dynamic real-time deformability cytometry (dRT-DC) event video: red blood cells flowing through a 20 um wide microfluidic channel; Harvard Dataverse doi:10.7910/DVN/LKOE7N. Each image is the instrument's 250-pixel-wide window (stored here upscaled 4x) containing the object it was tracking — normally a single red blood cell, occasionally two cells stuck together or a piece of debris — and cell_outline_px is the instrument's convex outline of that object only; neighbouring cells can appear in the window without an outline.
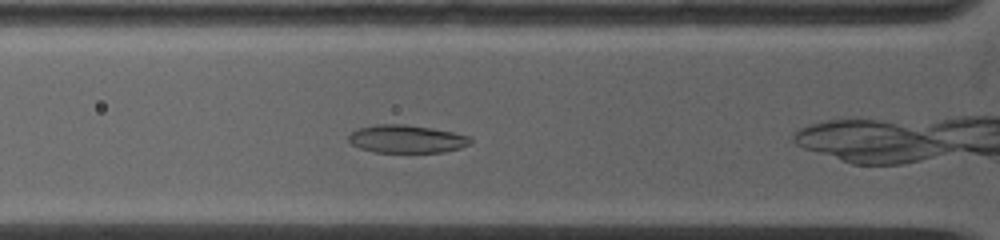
{"species": "common noctule bat (a hibernating species)", "species_latin": "Nyctalus noctula", "temperature_condition": "warm", "stored_images_in_passage": 50, "camera_frame_rate_fps": 5000, "um_per_image_px": 0.085, "animal": {"sex": "female", "body_mass_g": 19.0, "forearm_length_mm": 53.3}, "frame": {"image": 1, "passage_image": 7, "time_ms": 1.6, "image_size_px": [1000, 240], "cell_outline_px": [[472, 144], [460, 148], [444, 152], [376, 152], [360, 148], [352, 144], [348, 140], [348, 136], [352, 132], [360, 128], [376, 124], [404, 124], [432, 128], [472, 136]], "centroid_in_image_um": [34.61, 11.81], "position_along_channel_um": 91.2, "area_um2": 19.88}}
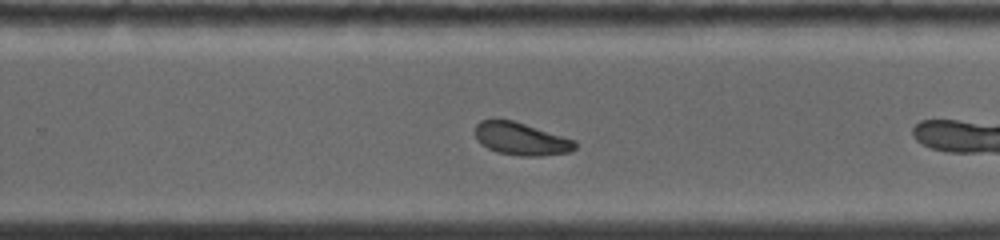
{"frame": {"image": 2, "passage_image": 29, "time_ms": 6.6, "image_size_px": [1000, 240], "cell_outline_px": [[576, 148], [572, 152], [540, 156], [520, 156], [496, 152], [480, 144], [476, 140], [476, 124], [480, 120], [512, 120], [576, 140]], "centroid_in_image_um": [44.3, 11.82], "position_along_channel_um": 285.5, "area_um2": 19.02}}
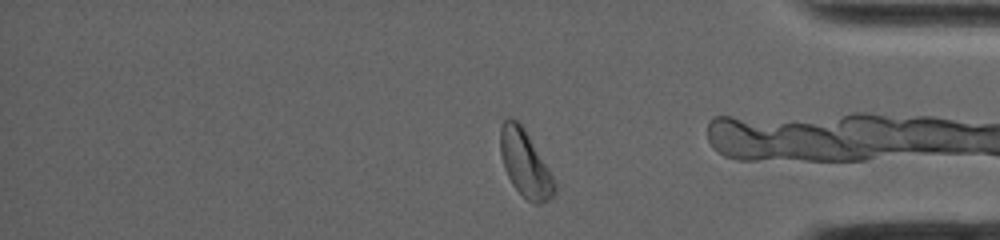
{"frame": {"image": 3, "passage_image": 48, "time_ms": 9.8, "image_size_px": [1000, 240], "cell_outline_px": [[556, 196], [540, 204], [532, 204], [512, 184], [504, 168], [500, 152], [500, 128], [504, 120], [508, 116], [512, 116], [524, 128], [548, 168], [556, 184]], "centroid_in_image_um": [44.63, 13.91], "position_along_channel_um": 390.6, "area_um2": 20.98}, "authors_computed_cell_mechanics": {"area_um2": 19.9988, "velocity_mm_per_s": 3.894, "shape_relaxation_time_tau1_ms": 6.4699, "shape_relaxation_time_tau2_ms": null, "deformation_change_tau1": 0.1282, "deformation_change_tau2": null}}